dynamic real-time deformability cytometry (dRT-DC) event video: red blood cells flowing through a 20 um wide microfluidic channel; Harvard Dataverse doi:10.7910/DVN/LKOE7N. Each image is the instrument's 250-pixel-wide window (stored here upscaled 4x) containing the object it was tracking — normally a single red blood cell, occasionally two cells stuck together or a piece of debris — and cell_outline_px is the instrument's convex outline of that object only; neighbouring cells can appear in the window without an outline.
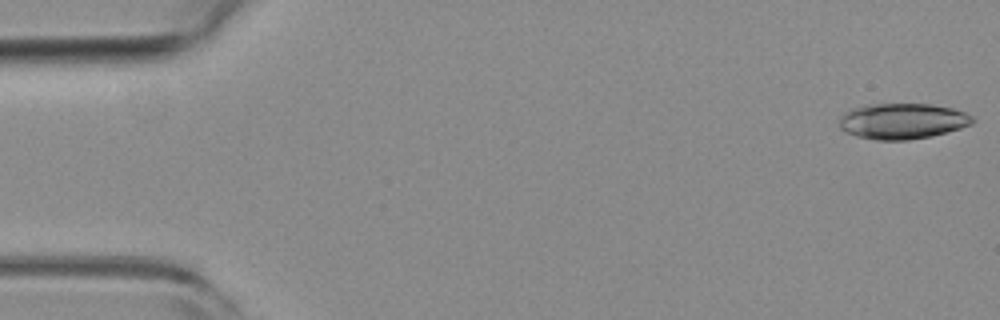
{"species": "common noctule bat (a hibernating species)", "species_latin": "Nyctalus noctula", "temperature_condition": "room temperature", "stored_images_in_passage": 52, "camera_frame_rate_fps": 3000, "um_per_image_px": 0.085, "animal": {"sex": "female", "body_mass_g": 19.3, "forearm_length_mm": 54.1}, "frame": {"image": 1, "passage_image": 1, "time_ms": 0.0, "image_size_px": [1000, 320], "cell_outline_px": [[976, 120], [972, 124], [960, 128], [932, 136], [908, 140], [876, 140], [856, 136], [844, 132], [840, 128], [840, 116], [852, 108], [868, 104], [932, 104], [952, 108], [964, 112], [972, 116]], "centroid_in_image_um": [76.7, 10.3], "position_along_channel_um": 8.3, "area_um2": 27.86}}
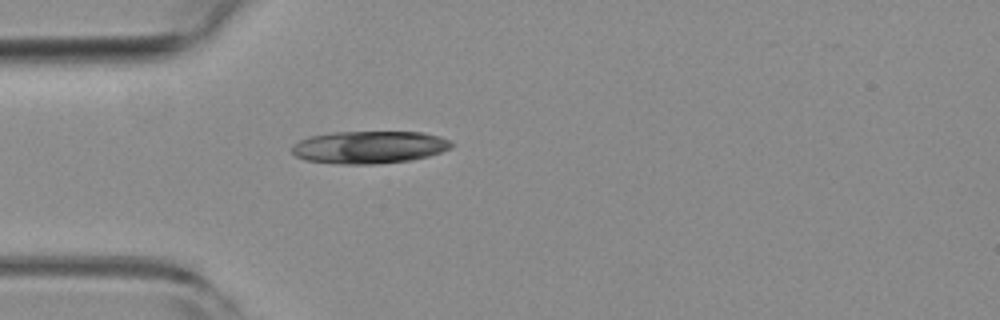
{"frame": {"image": 2, "passage_image": 15, "time_ms": 4.667, "image_size_px": [1000, 320], "cell_outline_px": [[456, 144], [452, 148], [428, 156], [412, 160], [376, 164], [340, 164], [304, 160], [296, 156], [292, 152], [292, 144], [308, 136], [332, 132], [424, 132], [440, 136], [452, 140]], "centroid_in_image_um": [31.42, 12.51], "position_along_channel_um": 53.6, "area_um2": 30.63}}